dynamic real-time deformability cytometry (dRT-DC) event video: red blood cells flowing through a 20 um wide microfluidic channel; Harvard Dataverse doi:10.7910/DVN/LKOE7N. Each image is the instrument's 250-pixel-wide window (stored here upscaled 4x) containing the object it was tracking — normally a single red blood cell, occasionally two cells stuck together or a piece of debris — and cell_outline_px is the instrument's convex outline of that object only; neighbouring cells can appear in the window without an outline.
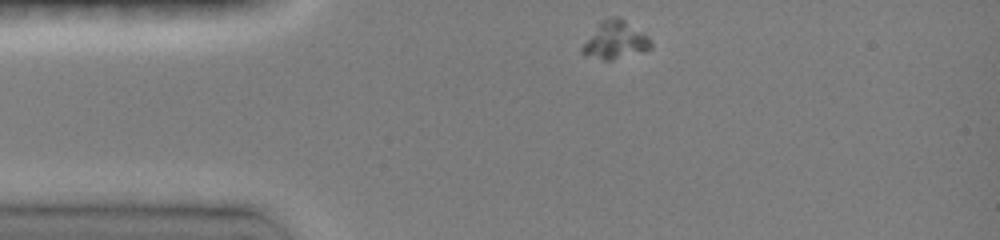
{"species": "common noctule bat (a hibernating species)", "species_latin": "Nyctalus noctula", "temperature_condition": "room temperature", "stored_images_in_passage": 16, "camera_frame_rate_fps": 3000, "um_per_image_px": 0.085, "animal": {"sex": "female", "body_mass_g": 19.0, "forearm_length_mm": 51.5}, "frame": {"image": 1, "passage_image": 1, "time_ms": 0.0, "image_size_px": [1000, 240], "cell_outline_px": [[652, 48], [612, 60], [604, 60], [580, 52], [580, 48], [600, 24], [608, 16], [616, 16], [624, 20], [648, 36], [652, 44]], "centroid_in_image_um": [52.32, 3.42], "position_along_channel_um": 32.7, "area_um2": 14.45}}
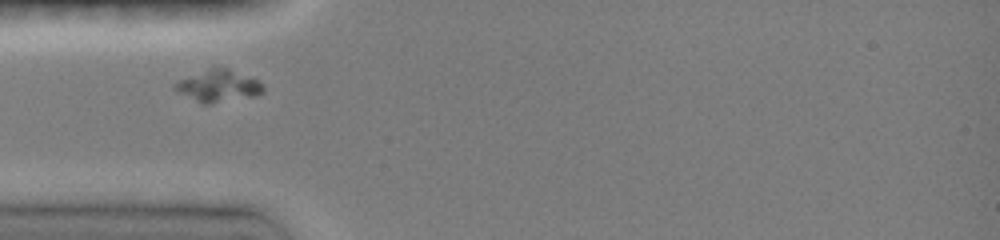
{"frame": {"image": 2, "passage_image": 9, "time_ms": 1.667, "image_size_px": [1000, 240], "cell_outline_px": [[264, 92], [256, 96], [208, 104], [200, 104], [172, 88], [172, 84], [180, 80], [212, 68], [228, 68], [256, 80], [264, 88]], "centroid_in_image_um": [18.54, 7.34], "position_along_channel_um": 66.5, "area_um2": 16.01}}
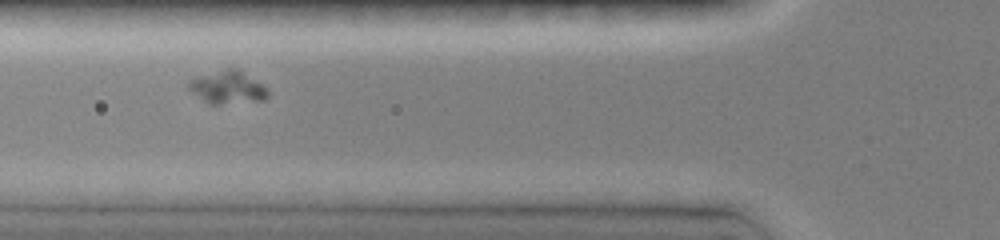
{"frame": {"image": 3, "passage_image": 15, "time_ms": 2.667, "image_size_px": [1000, 240], "cell_outline_px": [[268, 96], [264, 100], [216, 104], [208, 104], [192, 92], [188, 88], [188, 80], [228, 68], [240, 68], [260, 84], [268, 92]], "centroid_in_image_um": [19.33, 7.42], "position_along_channel_um": 106.5, "area_um2": 14.8}}